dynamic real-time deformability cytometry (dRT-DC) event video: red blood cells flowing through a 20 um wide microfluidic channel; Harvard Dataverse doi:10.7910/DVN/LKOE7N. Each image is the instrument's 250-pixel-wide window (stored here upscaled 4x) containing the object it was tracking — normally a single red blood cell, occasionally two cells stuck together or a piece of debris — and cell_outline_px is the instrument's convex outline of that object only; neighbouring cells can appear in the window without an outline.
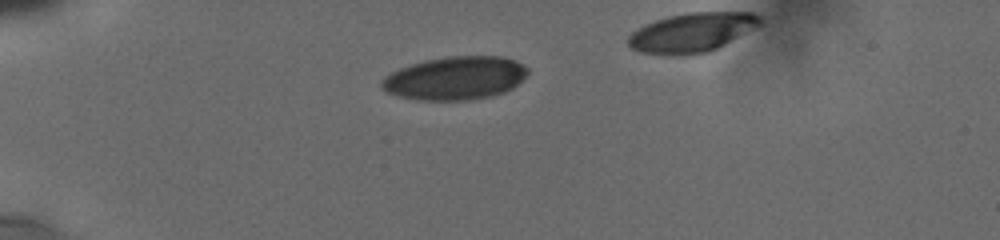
{"species": "human", "species_latin": "Homo sapiens", "temperature_condition": "cold", "stored_images_in_passage": 5, "camera_frame_rate_fps": 3000, "um_per_image_px": 0.085, "donor": {"sex": "male"}, "frame": {"image": 1, "passage_image": 1, "time_ms": 0.0, "image_size_px": [1000, 240], "cell_outline_px": [[528, 72], [512, 88], [504, 92], [488, 96], [468, 100], [416, 100], [400, 96], [388, 92], [380, 88], [380, 80], [384, 76], [400, 68], [412, 64], [428, 60], [448, 56], [500, 56], [512, 60], [528, 68]], "centroid_in_image_um": [38.64, 6.65], "position_along_channel_um": 46.4, "area_um2": 36.41}}